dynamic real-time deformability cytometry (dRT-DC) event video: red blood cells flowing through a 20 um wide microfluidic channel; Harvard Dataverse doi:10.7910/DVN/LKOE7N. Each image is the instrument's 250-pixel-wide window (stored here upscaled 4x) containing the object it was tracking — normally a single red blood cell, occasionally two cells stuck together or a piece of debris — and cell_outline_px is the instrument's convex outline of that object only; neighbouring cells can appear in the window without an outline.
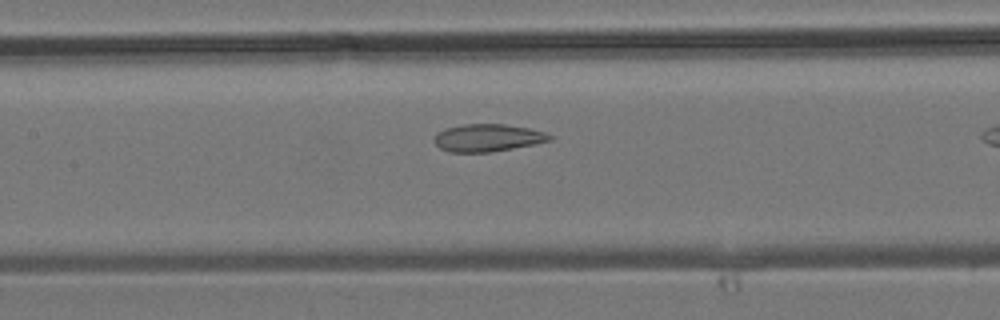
{"species": "common noctule bat (a hibernating species)", "species_latin": "Nyctalus noctula", "temperature_condition": "room temperature", "stored_images_in_passage": 9, "camera_frame_rate_fps": 3000, "um_per_image_px": 0.085, "animal": {"sex": "male", "body_mass_g": 19.2, "forearm_length_mm": 51.8}, "frame": {"image": 1, "passage_image": 8, "time_ms": 2.333, "image_size_px": [1000, 320], "cell_outline_px": [[552, 140], [512, 148], [488, 152], [448, 152], [440, 148], [432, 140], [436, 132], [444, 128], [464, 124], [504, 124], [528, 128], [544, 132], [552, 136]], "centroid_in_image_um": [41.38, 11.7], "position_along_channel_um": 166.0, "area_um2": 18.44}}